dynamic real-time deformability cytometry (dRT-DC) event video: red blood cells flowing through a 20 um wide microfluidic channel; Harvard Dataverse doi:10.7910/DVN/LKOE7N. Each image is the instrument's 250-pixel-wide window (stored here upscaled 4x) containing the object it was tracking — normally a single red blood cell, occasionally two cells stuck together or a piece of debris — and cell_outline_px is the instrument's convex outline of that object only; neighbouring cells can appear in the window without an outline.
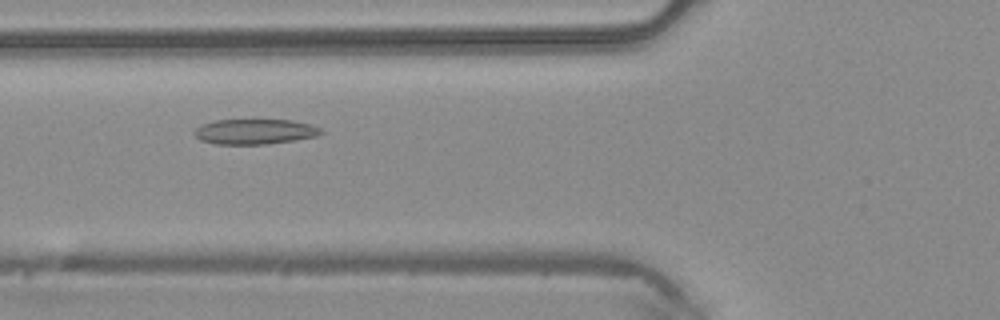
{"species": "common noctule bat (a hibernating species)", "species_latin": "Nyctalus noctula", "temperature_condition": "warm", "stored_images_in_passage": 44, "camera_frame_rate_fps": 3000, "um_per_image_px": 0.085, "animal": {"sex": "male", "body_mass_g": 20.4}, "frame": {"image": 1, "passage_image": 15, "time_ms": 4.667, "image_size_px": [1000, 320], "cell_outline_px": [[324, 132], [316, 136], [268, 144], [216, 144], [200, 140], [192, 132], [196, 128], [204, 124], [216, 120], [252, 116], [292, 120], [308, 124], [320, 128]], "centroid_in_image_um": [21.63, 11.13], "position_along_channel_um": 104.2, "area_um2": 19.48}}
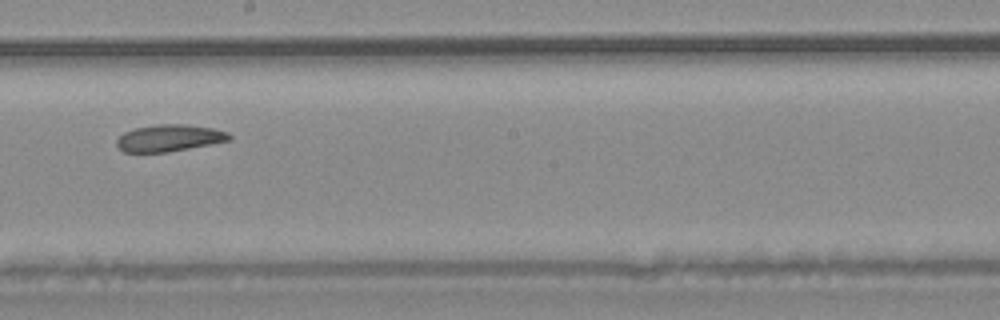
{"frame": {"image": 2, "passage_image": 24, "time_ms": 7.667, "image_size_px": [1000, 320], "cell_outline_px": [[232, 140], [168, 152], [124, 152], [116, 144], [116, 140], [124, 132], [136, 128], [156, 124], [188, 124], [212, 128], [228, 132], [232, 136]], "centroid_in_image_um": [14.41, 11.72], "position_along_channel_um": 233.8, "area_um2": 17.63}}
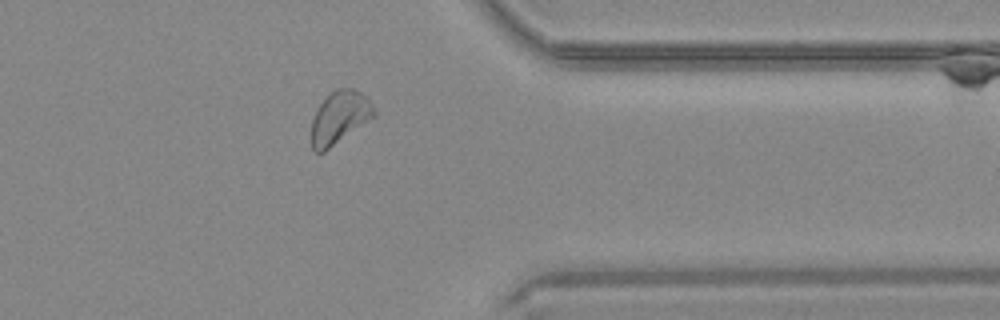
{"frame": {"image": 3, "passage_image": 35, "time_ms": 11.333, "image_size_px": [1000, 320], "cell_outline_px": [[376, 116], [324, 152], [316, 152], [312, 148], [312, 120], [320, 104], [336, 88], [352, 88], [360, 92], [372, 104], [376, 112]], "centroid_in_image_um": [28.88, 9.99], "position_along_channel_um": 382.5, "area_um2": 18.9}}